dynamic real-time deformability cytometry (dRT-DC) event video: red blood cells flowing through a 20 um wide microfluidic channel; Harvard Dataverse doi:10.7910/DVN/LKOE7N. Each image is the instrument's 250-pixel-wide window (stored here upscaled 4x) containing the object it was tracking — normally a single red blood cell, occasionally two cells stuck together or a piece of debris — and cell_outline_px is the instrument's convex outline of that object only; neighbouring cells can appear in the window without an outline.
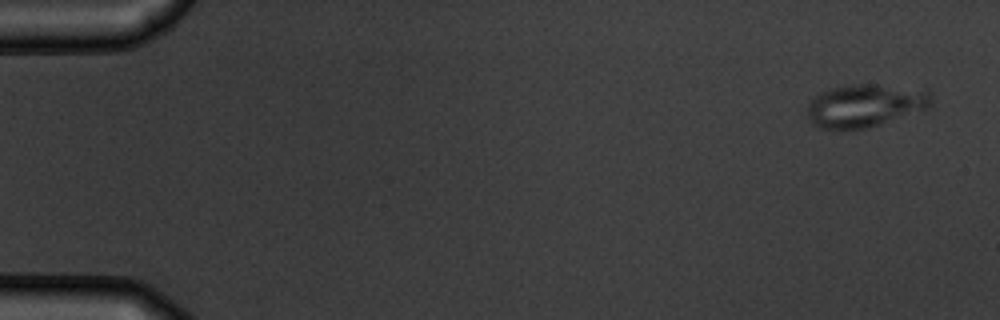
{"species": "common noctule bat (a hibernating species)", "species_latin": "Nyctalus noctula", "temperature_condition": "warm", "stored_images_in_passage": 6, "camera_frame_rate_fps": 3000, "um_per_image_px": 0.085, "animal": {"sex": "male", "body_mass_g": 19.5, "forearm_length_mm": 54.6}, "frame": {"image": 1, "passage_image": 1, "time_ms": 0.0, "image_size_px": [1000, 320], "cell_outline_px": [[932, 104], [928, 108], [868, 128], [816, 128], [808, 120], [808, 104], [820, 92], [828, 88], [848, 84], [876, 84], [928, 88], [932, 96]], "centroid_in_image_um": [73.58, 8.93], "position_along_channel_um": 11.4, "area_um2": 31.39}}